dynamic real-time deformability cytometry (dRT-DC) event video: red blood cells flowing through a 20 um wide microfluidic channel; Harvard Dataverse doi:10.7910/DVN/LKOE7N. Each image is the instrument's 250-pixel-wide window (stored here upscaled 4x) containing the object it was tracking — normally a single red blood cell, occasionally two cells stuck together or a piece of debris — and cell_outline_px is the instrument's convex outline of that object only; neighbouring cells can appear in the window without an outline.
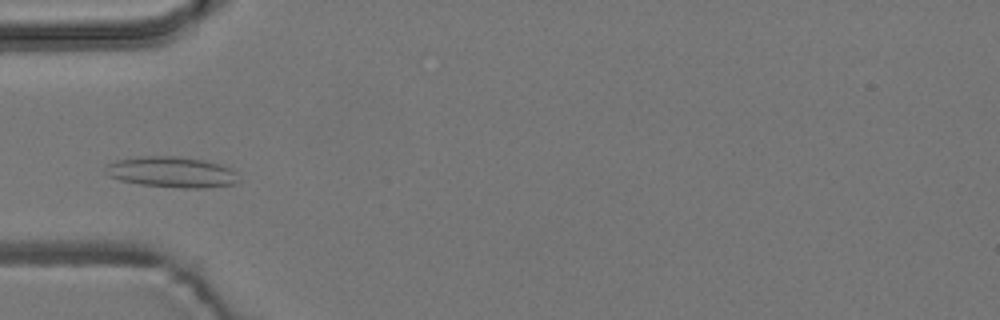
{"species": "common noctule bat (a hibernating species)", "species_latin": "Nyctalus noctula", "temperature_condition": "room temperature", "stored_images_in_passage": 3, "camera_frame_rate_fps": 3000, "um_per_image_px": 0.085, "animal": {"sex": "male", "body_mass_g": 19.2, "forearm_length_mm": 51.8}, "frame": {"image": 1, "passage_image": 2, "time_ms": 1.333, "image_size_px": [1000, 320], "cell_outline_px": [[240, 180], [236, 184], [204, 188], [180, 188], [140, 184], [120, 180], [108, 176], [104, 172], [104, 168], [108, 164], [116, 160], [136, 156], [180, 156], [204, 160], [220, 164], [232, 168], [236, 172]], "centroid_in_image_um": [14.61, 14.62], "position_along_channel_um": 70.4, "area_um2": 24.28}}